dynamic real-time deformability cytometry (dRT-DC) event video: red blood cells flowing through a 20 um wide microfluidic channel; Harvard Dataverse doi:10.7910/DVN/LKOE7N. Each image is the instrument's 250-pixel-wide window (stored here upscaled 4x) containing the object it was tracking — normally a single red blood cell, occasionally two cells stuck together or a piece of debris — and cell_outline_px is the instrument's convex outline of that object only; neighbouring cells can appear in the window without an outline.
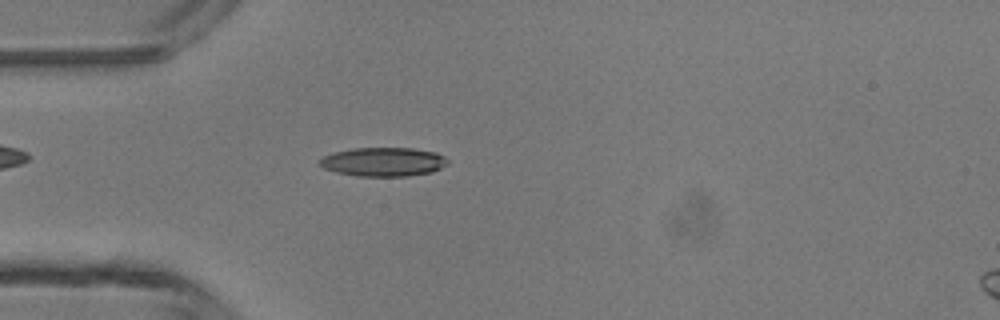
{"species": "common noctule bat (a hibernating species)", "species_latin": "Nyctalus noctula", "temperature_condition": "room temperature", "stored_images_in_passage": 47, "camera_frame_rate_fps": 3000, "um_per_image_px": 0.085, "animal": {"sex": "male", "body_mass_g": 13.3}, "frame": {"image": 1, "passage_image": 13, "time_ms": 4.0, "image_size_px": [1000, 320], "cell_outline_px": [[448, 164], [432, 172], [408, 176], [356, 176], [336, 172], [324, 168], [320, 164], [320, 160], [324, 156], [336, 152], [352, 148], [412, 148], [436, 152], [444, 156], [448, 160]], "centroid_in_image_um": [32.62, 13.76], "position_along_channel_um": 52.4, "area_um2": 21.5}}
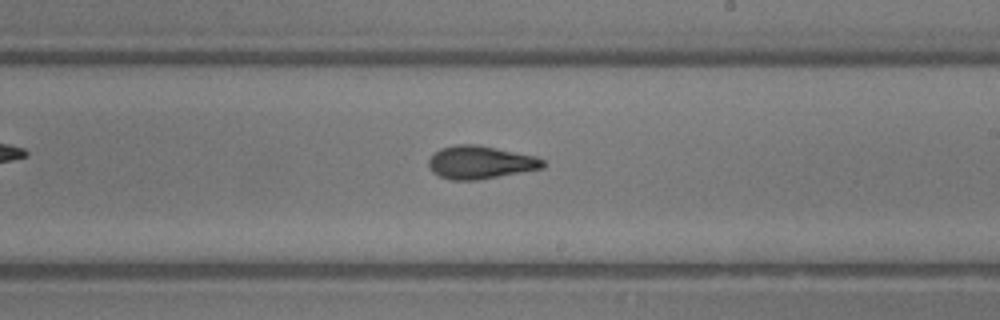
{"frame": {"image": 2, "passage_image": 27, "time_ms": 8.667, "image_size_px": [1000, 320], "cell_outline_px": [[544, 168], [476, 180], [452, 180], [440, 176], [432, 172], [428, 168], [428, 160], [440, 148], [456, 144], [476, 144], [536, 156], [544, 160]], "centroid_in_image_um": [40.81, 13.8], "position_along_channel_um": 248.2, "area_um2": 21.91}}
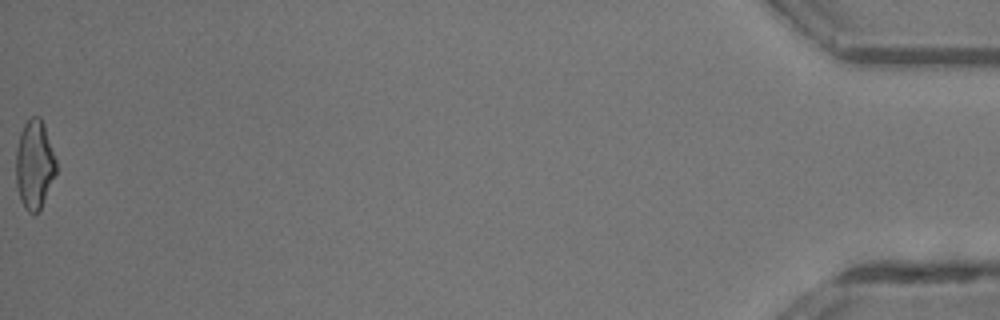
{"frame": {"image": 3, "passage_image": 47, "time_ms": 15.333, "image_size_px": [1000, 320], "cell_outline_px": [[56, 172], [40, 208], [36, 212], [28, 212], [24, 208], [20, 200], [16, 188], [16, 148], [20, 132], [24, 124], [32, 116], [40, 116], [44, 124], [56, 160]], "centroid_in_image_um": [2.9, 13.96], "position_along_channel_um": 432.3, "area_um2": 20.69}, "authors_computed_cell_mechanics": {"area_um2": 20.9814, "velocity_mm_per_s": 4.3733, "shape_relaxation_time_tau1_ms": 6.3368, "shape_relaxation_time_tau2_ms": 2.4489, "deformation_change_tau1": 0.2168, "deformation_change_tau2": 0.1008}}